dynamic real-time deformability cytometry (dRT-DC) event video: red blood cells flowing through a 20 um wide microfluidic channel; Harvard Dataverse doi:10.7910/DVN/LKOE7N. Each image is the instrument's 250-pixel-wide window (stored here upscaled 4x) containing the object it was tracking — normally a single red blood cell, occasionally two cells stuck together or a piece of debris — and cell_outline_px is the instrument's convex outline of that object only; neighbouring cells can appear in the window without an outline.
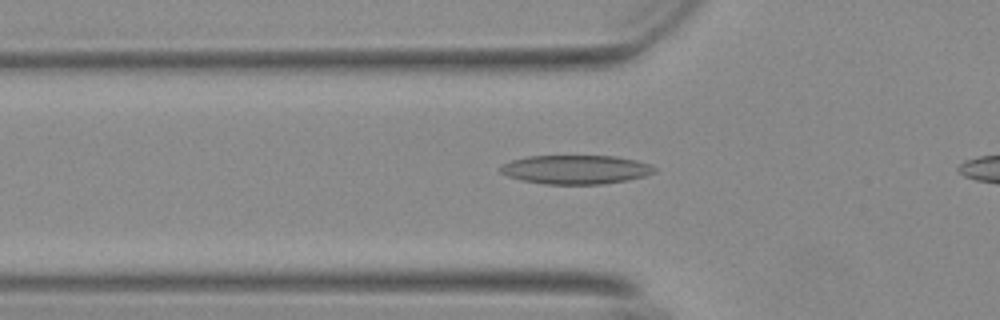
{"species": "Egyptian fruit bat (a non-hibernating species)", "species_latin": "Rousettus aegyptiacus", "temperature_condition": "warm", "stored_images_in_passage": 16, "camera_frame_rate_fps": 3000, "um_per_image_px": 0.085, "animal": {"sex": "female"}, "frame": {"image": 1, "passage_image": 5, "time_ms": 1.333, "image_size_px": [1000, 320], "cell_outline_px": [[656, 172], [644, 176], [628, 180], [604, 184], [544, 184], [524, 180], [508, 176], [500, 172], [500, 164], [512, 160], [528, 156], [616, 156], [636, 160], [648, 164], [656, 168]], "centroid_in_image_um": [48.94, 14.41], "position_along_channel_um": 76.9, "area_um2": 25.95}}
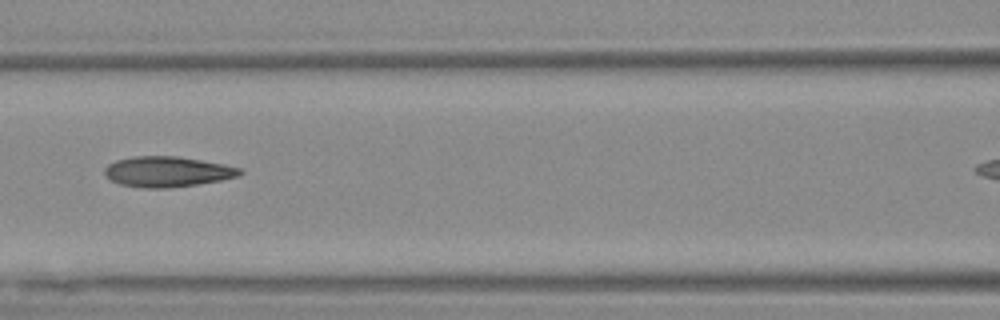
{"frame": {"image": 2, "passage_image": 11, "time_ms": 3.333, "image_size_px": [1000, 320], "cell_outline_px": [[244, 172], [240, 176], [220, 180], [196, 184], [168, 188], [140, 188], [120, 184], [112, 180], [104, 172], [104, 168], [108, 164], [116, 160], [132, 156], [176, 156], [224, 164], [240, 168]], "centroid_in_image_um": [14.22, 14.59], "position_along_channel_um": 152.4, "area_um2": 23.93}}
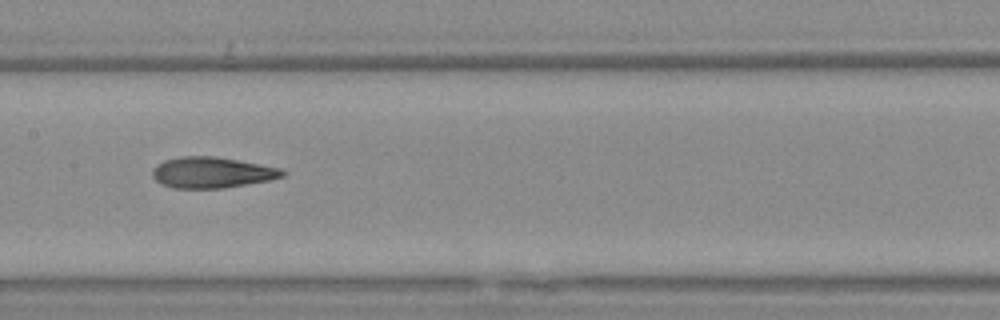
{"frame": {"image": 3, "passage_image": 14, "time_ms": 4.333, "image_size_px": [1000, 320], "cell_outline_px": [[288, 172], [284, 176], [268, 180], [224, 188], [172, 188], [160, 184], [152, 176], [152, 168], [156, 164], [164, 160], [180, 156], [212, 156], [236, 160], [280, 168]], "centroid_in_image_um": [17.96, 14.66], "position_along_channel_um": 189.4, "area_um2": 23.41}}